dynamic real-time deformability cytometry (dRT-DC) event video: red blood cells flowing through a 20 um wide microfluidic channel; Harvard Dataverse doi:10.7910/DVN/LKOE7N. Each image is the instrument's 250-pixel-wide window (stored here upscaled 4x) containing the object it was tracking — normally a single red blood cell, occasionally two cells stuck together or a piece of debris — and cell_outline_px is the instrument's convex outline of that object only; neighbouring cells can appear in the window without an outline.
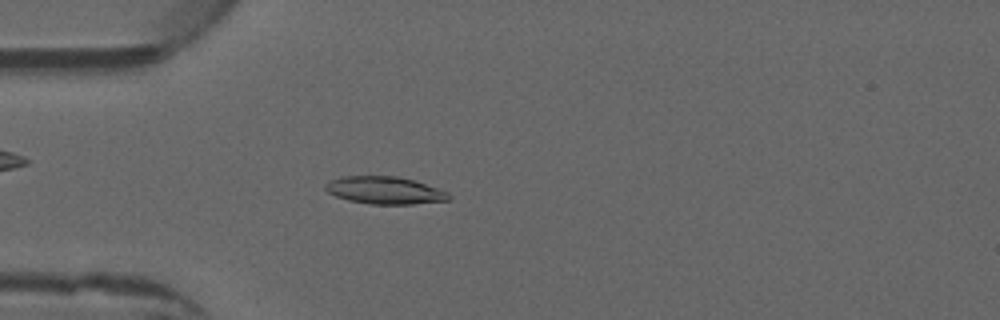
{"species": "common noctule bat (a hibernating species)", "species_latin": "Nyctalus noctula", "temperature_condition": "warm", "stored_images_in_passage": 5, "camera_frame_rate_fps": 3000, "um_per_image_px": 0.085, "animal": {"sex": "male", "forearm_length_mm": 52.5}, "frame": {"image": 1, "passage_image": 5, "time_ms": 1.333, "image_size_px": [1000, 320], "cell_outline_px": [[452, 196], [448, 200], [412, 204], [372, 204], [348, 200], [336, 196], [328, 192], [324, 188], [324, 184], [332, 180], [344, 176], [396, 176], [412, 180], [448, 192]], "centroid_in_image_um": [32.68, 16.18], "position_along_channel_um": 52.3, "area_um2": 19.48}}